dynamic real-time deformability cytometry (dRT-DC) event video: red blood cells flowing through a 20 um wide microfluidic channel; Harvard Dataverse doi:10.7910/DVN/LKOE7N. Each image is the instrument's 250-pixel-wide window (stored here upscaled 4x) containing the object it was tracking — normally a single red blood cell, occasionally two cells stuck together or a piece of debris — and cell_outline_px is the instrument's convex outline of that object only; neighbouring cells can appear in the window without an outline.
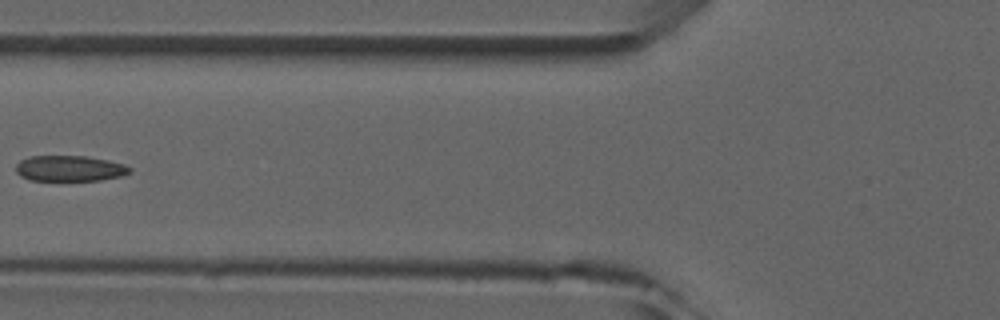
{"species": "common noctule bat (a hibernating species)", "species_latin": "Nyctalus noctula", "temperature_condition": "room temperature", "stored_images_in_passage": 5, "camera_frame_rate_fps": 3000, "um_per_image_px": 0.085, "animal": {"sex": "male", "forearm_length_mm": 52.5}, "frame": {"image": 1, "passage_image": 3, "time_ms": 2.333, "image_size_px": [1000, 320], "cell_outline_px": [[132, 172], [120, 176], [100, 180], [28, 180], [20, 176], [16, 172], [16, 164], [20, 160], [28, 156], [84, 156], [108, 160], [124, 164], [132, 168]], "centroid_in_image_um": [5.9, 14.31], "position_along_channel_um": 119.9, "area_um2": 17.11}}
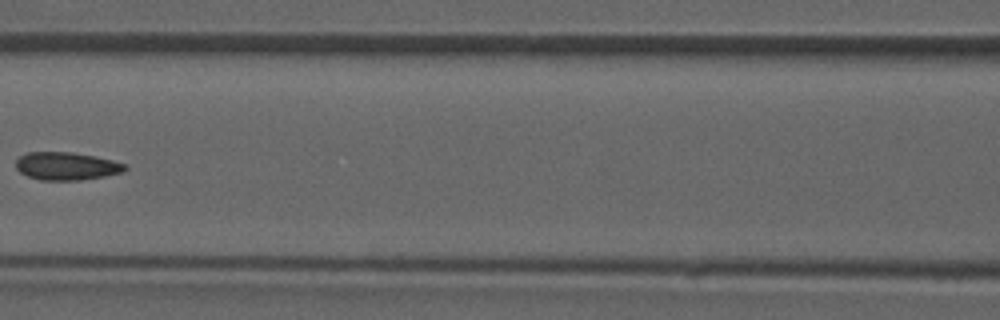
{"frame": {"image": 2, "passage_image": 4, "time_ms": 3.333, "image_size_px": [1000, 320], "cell_outline_px": [[128, 168], [124, 172], [104, 176], [80, 180], [40, 180], [28, 176], [20, 172], [16, 168], [16, 160], [20, 156], [28, 152], [72, 152], [112, 160], [128, 164]], "centroid_in_image_um": [5.67, 14.12], "position_along_channel_um": 160.9, "area_um2": 17.74}}